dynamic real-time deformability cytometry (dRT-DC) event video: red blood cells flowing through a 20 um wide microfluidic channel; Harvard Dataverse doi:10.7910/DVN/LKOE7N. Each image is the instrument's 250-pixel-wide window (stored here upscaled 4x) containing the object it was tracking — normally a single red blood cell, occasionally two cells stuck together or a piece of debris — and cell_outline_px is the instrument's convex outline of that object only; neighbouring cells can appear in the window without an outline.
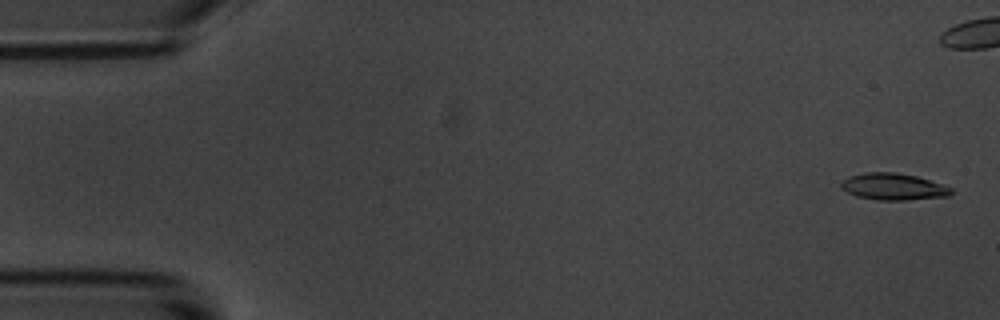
{"species": "common noctule bat (a hibernating species)", "species_latin": "Nyctalus noctula", "temperature_condition": "room temperature", "stored_images_in_passage": 16, "camera_frame_rate_fps": 3000, "um_per_image_px": 0.085, "animal": {"sex": "male", "body_mass_g": 20.1, "forearm_length_mm": 53.5}, "frame": {"image": 1, "passage_image": 1, "time_ms": 0.0, "image_size_px": [1000, 320], "cell_outline_px": [[952, 192], [948, 196], [904, 200], [880, 200], [856, 196], [840, 188], [840, 184], [848, 176], [864, 172], [896, 172], [916, 176], [952, 188]], "centroid_in_image_um": [75.89, 15.86], "position_along_channel_um": 9.1, "area_um2": 16.99}}
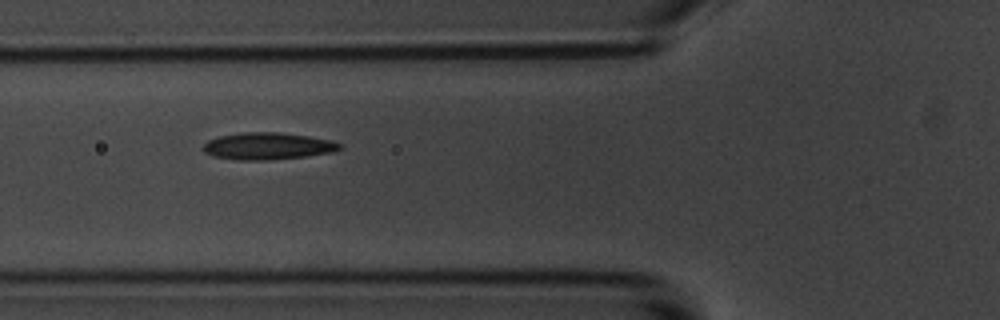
{"frame": {"image": 2, "passage_image": 7, "time_ms": 8.0, "image_size_px": [1000, 320], "cell_outline_px": [[344, 148], [332, 152], [308, 156], [268, 160], [236, 160], [212, 156], [204, 152], [204, 144], [208, 140], [220, 136], [240, 132], [280, 132], [308, 136], [332, 140], [344, 144]], "centroid_in_image_um": [22.8, 12.42], "position_along_channel_um": 103.0, "area_um2": 21.73}}
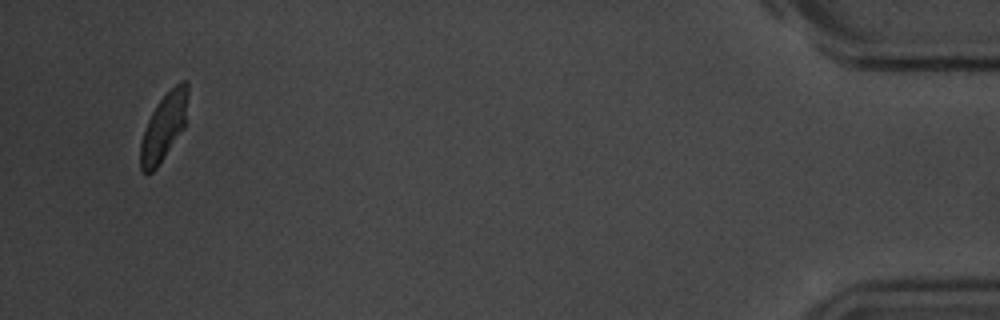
{"frame": {"image": 3, "passage_image": 16, "time_ms": 19.333, "image_size_px": [1000, 320], "cell_outline_px": [[188, 92], [184, 128], [156, 168], [152, 172], [144, 172], [140, 168], [140, 144], [148, 120], [156, 104], [180, 80], [184, 80], [188, 84]], "centroid_in_image_um": [13.92, 10.77], "position_along_channel_um": 421.3, "area_um2": 18.15}, "authors_computed_cell_mechanics": {"area_um2": 19.941, "velocity_mm_per_s": 3.509, "shape_relaxation_time_tau1_ms": 3.1664, "shape_relaxation_time_tau2_ms": 2.434, "deformation_change_tau1": 0.0965, "deformation_change_tau2": 0.0475}}